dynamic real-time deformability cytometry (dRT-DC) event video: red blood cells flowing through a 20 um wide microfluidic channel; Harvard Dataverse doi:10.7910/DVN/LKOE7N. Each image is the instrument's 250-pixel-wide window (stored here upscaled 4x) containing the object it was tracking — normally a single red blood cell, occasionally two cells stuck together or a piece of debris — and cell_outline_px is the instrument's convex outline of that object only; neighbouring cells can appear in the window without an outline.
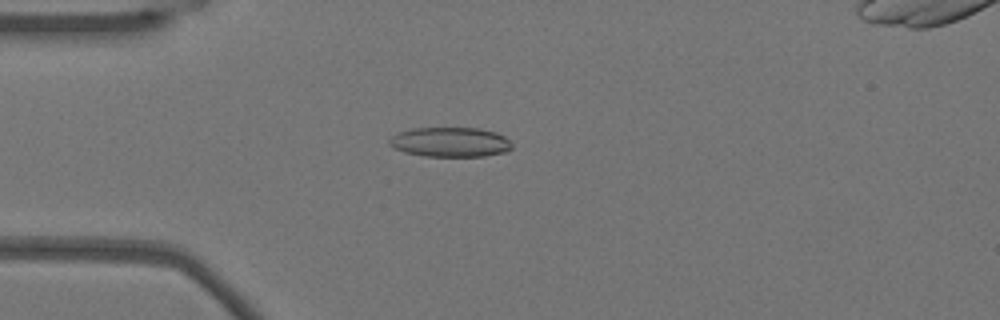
{"species": "Egyptian fruit bat (a non-hibernating species)", "species_latin": "Rousettus aegyptiacus", "temperature_condition": "warm", "stored_images_in_passage": 54, "segment_of_instrument_passage": [1, 2], "camera_frame_rate_fps": 3000, "um_per_image_px": 0.085, "animal": {"sex": "female"}, "frame": {"image": 1, "passage_image": 14, "time_ms": 4.333, "image_size_px": [1000, 320], "cell_outline_px": [[512, 148], [508, 152], [484, 156], [424, 156], [404, 152], [392, 148], [388, 144], [388, 140], [396, 132], [412, 128], [480, 128], [496, 132], [504, 136], [512, 144]], "centroid_in_image_um": [38.25, 12.08], "position_along_channel_um": 46.8, "area_um2": 21.5}}
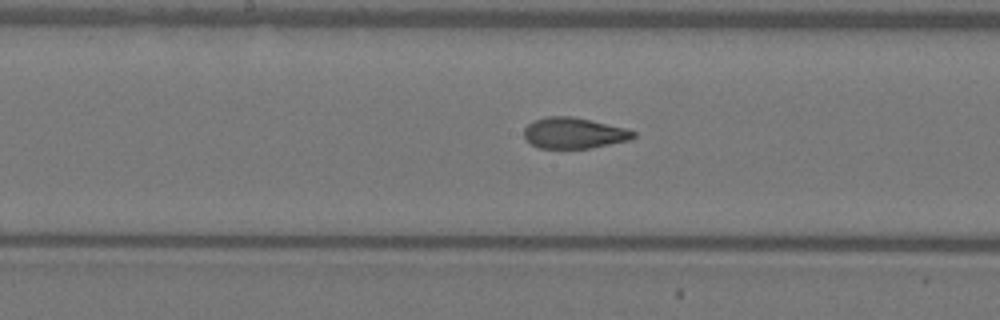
{"frame": {"image": 2, "passage_image": 27, "time_ms": 8.667, "image_size_px": [1000, 320], "cell_outline_px": [[636, 136], [632, 140], [588, 148], [540, 148], [532, 144], [524, 136], [524, 128], [532, 120], [548, 116], [572, 116], [592, 120], [628, 128], [636, 132]], "centroid_in_image_um": [48.82, 11.29], "position_along_channel_um": 199.4, "area_um2": 19.88}}
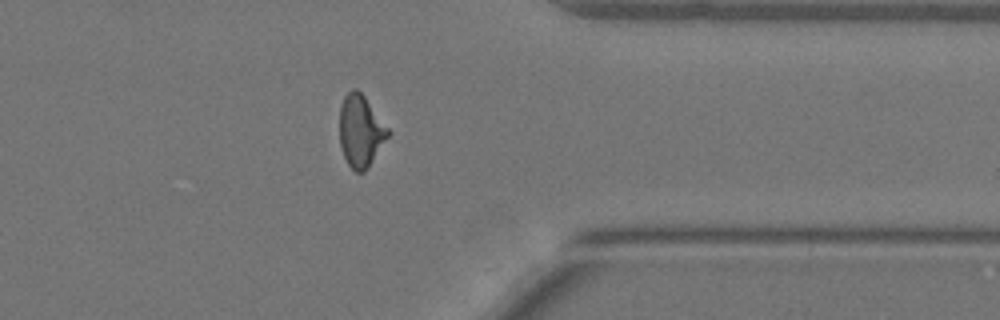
{"frame": {"image": 3, "passage_image": 42, "time_ms": 13.667, "image_size_px": [1000, 320], "cell_outline_px": [[388, 136], [368, 168], [364, 172], [356, 172], [348, 164], [344, 156], [340, 144], [340, 108], [344, 96], [352, 88], [356, 88], [364, 96], [388, 128]], "centroid_in_image_um": [30.63, 11.13], "position_along_channel_um": 380.8, "area_um2": 19.94}}